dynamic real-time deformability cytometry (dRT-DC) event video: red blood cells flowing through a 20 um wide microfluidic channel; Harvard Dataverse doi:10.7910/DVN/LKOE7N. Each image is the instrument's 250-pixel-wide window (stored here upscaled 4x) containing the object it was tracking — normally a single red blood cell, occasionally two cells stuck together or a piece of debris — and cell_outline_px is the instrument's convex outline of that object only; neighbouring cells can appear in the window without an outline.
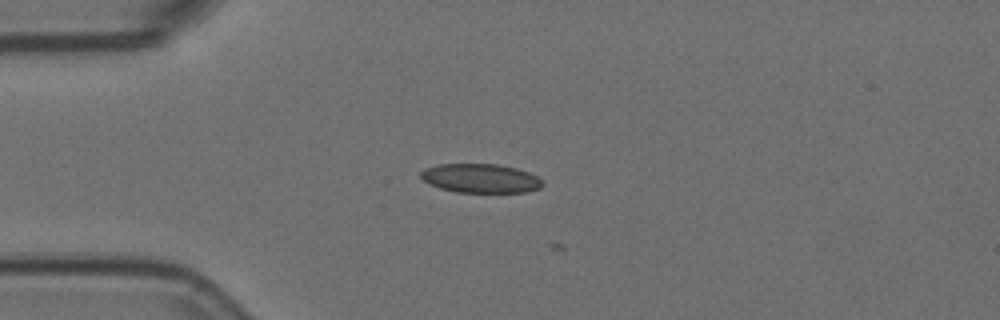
{"species": "Egyptian fruit bat (a non-hibernating species)", "species_latin": "Rousettus aegyptiacus", "temperature_condition": "room temperature", "stored_images_in_passage": 6, "camera_frame_rate_fps": 3000, "um_per_image_px": 0.085, "animal": {"sex": "female"}, "frame": {"image": 1, "passage_image": 4, "time_ms": 1.0, "image_size_px": [1000, 320], "cell_outline_px": [[544, 184], [540, 188], [528, 192], [456, 192], [440, 188], [428, 184], [420, 176], [420, 172], [436, 164], [496, 164], [516, 168], [528, 172], [536, 176]], "centroid_in_image_um": [40.84, 15.16], "position_along_channel_um": 44.2, "area_um2": 20.52}}
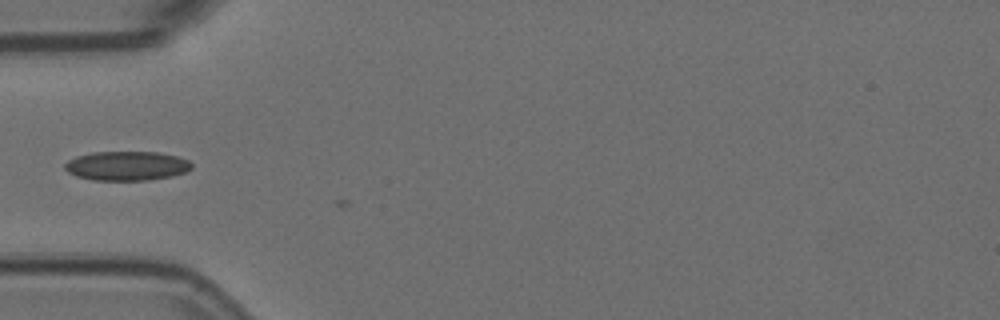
{"frame": {"image": 2, "passage_image": 5, "time_ms": 1.333, "image_size_px": [1000, 320], "cell_outline_px": [[192, 168], [184, 172], [172, 176], [148, 180], [92, 180], [76, 176], [68, 172], [64, 168], [64, 164], [68, 160], [76, 156], [92, 152], [160, 152], [176, 156], [188, 160], [192, 164]], "centroid_in_image_um": [10.75, 14.09], "position_along_channel_um": 74.3, "area_um2": 21.68}}